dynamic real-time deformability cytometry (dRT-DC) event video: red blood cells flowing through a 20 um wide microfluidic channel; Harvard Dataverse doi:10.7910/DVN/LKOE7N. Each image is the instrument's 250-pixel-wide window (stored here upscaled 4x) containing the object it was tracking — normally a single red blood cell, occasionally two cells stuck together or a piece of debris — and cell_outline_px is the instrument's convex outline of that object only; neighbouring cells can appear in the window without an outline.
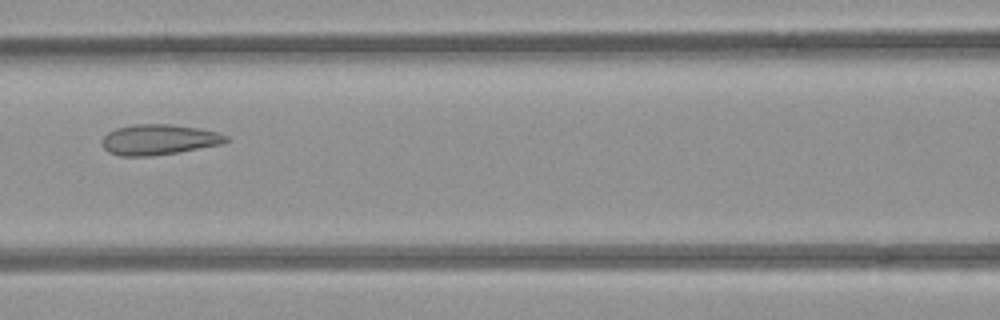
{"species": "common noctule bat (a hibernating species)", "species_latin": "Nyctalus noctula", "temperature_condition": "room temperature", "stored_images_in_passage": 4, "camera_frame_rate_fps": 3000, "um_per_image_px": 0.085, "animal": {"sex": "female", "body_mass_g": 21.9}, "frame": {"image": 1, "passage_image": 4, "time_ms": 3.667, "image_size_px": [1000, 320], "cell_outline_px": [[232, 140], [220, 144], [176, 152], [152, 156], [120, 156], [108, 152], [104, 148], [100, 140], [108, 132], [116, 128], [132, 124], [172, 124], [200, 128], [220, 132], [228, 136]], "centroid_in_image_um": [13.5, 11.85], "position_along_channel_um": 153.1, "area_um2": 22.2}}